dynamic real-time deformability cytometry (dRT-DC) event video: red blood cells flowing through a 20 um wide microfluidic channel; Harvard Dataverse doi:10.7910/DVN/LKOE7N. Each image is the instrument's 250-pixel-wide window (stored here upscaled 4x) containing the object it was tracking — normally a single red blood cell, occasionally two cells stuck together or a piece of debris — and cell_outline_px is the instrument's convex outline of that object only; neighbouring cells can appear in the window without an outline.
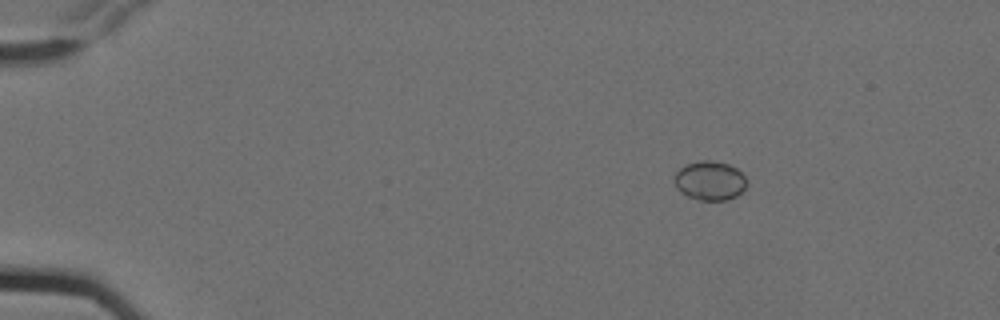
{"species": "Egyptian fruit bat (a non-hibernating species)", "species_latin": "Rousettus aegyptiacus", "temperature_condition": "cold", "stored_images_in_passage": 7, "camera_frame_rate_fps": 3000, "um_per_image_px": 0.085, "animal": {"sex": "female"}, "frame": {"image": 1, "passage_image": 3, "time_ms": 0.667, "image_size_px": [1000, 320], "cell_outline_px": [[744, 188], [736, 196], [728, 200], [700, 200], [688, 196], [680, 192], [676, 188], [676, 172], [680, 168], [688, 164], [700, 160], [712, 160], [728, 164], [736, 168], [744, 176]], "centroid_in_image_um": [60.32, 15.35], "position_along_channel_um": 24.7, "area_um2": 16.18}}
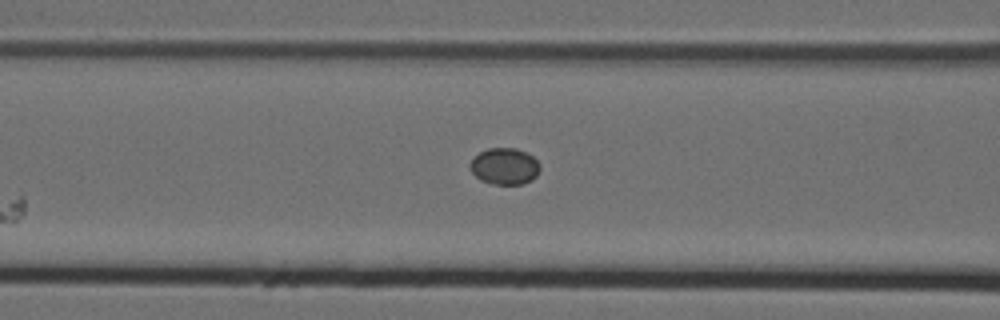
{"frame": {"image": 2, "passage_image": 7, "time_ms": 2.0, "image_size_px": [1000, 320], "cell_outline_px": [[540, 168], [536, 176], [532, 180], [524, 184], [492, 184], [480, 180], [468, 168], [468, 164], [480, 152], [488, 148], [516, 148], [532, 156], [540, 164]], "centroid_in_image_um": [42.88, 14.14], "position_along_channel_um": 123.7, "area_um2": 14.91}}